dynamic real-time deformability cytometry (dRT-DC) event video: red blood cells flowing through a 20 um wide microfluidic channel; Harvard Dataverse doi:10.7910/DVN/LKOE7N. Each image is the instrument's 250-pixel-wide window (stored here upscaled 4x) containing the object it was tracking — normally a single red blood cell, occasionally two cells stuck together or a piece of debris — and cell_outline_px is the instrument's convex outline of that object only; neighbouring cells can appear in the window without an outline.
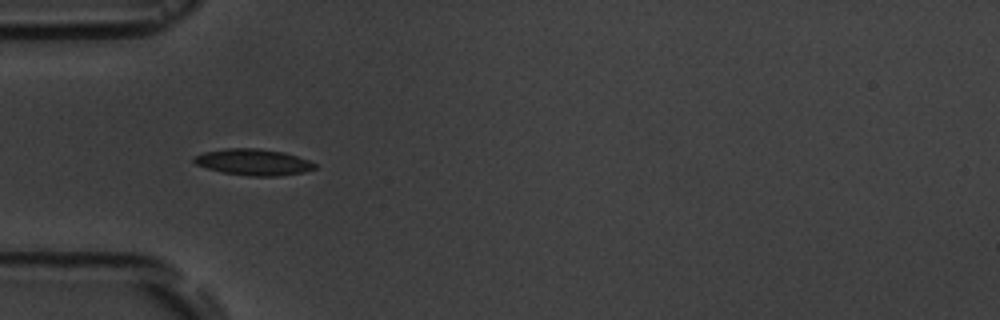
{"species": "common noctule bat (a hibernating species)", "species_latin": "Nyctalus noctula", "temperature_condition": "room temperature", "stored_images_in_passage": 7, "camera_frame_rate_fps": 3000, "um_per_image_px": 0.085, "animal": {"sex": "male", "body_mass_g": 19.5, "forearm_length_mm": 54.6}, "frame": {"image": 1, "passage_image": 6, "time_ms": 5.667, "image_size_px": [1000, 320], "cell_outline_px": [[316, 168], [304, 172], [276, 176], [248, 176], [224, 172], [208, 168], [196, 164], [192, 160], [196, 156], [204, 152], [224, 148], [256, 148], [284, 152], [308, 160], [316, 164]], "centroid_in_image_um": [21.55, 13.77], "position_along_channel_um": 63.5, "area_um2": 18.32}}
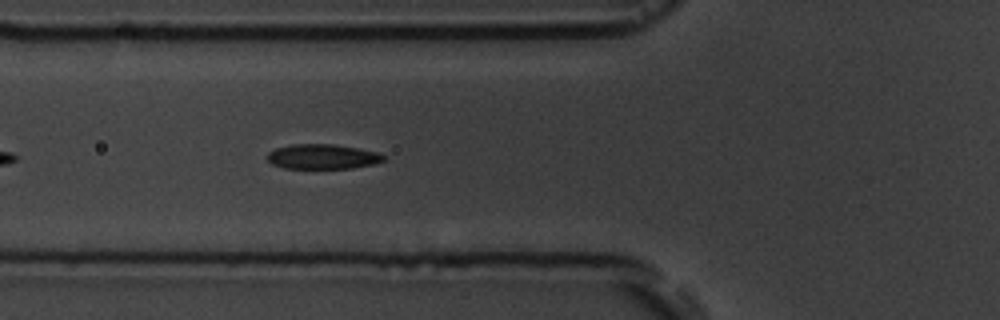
{"frame": {"image": 2, "passage_image": 7, "time_ms": 6.667, "image_size_px": [1000, 320], "cell_outline_px": [[388, 156], [384, 160], [372, 164], [352, 168], [284, 168], [272, 164], [268, 160], [268, 152], [276, 148], [292, 144], [332, 144], [360, 148], [380, 152]], "centroid_in_image_um": [27.46, 13.3], "position_along_channel_um": 98.3, "area_um2": 16.94}}